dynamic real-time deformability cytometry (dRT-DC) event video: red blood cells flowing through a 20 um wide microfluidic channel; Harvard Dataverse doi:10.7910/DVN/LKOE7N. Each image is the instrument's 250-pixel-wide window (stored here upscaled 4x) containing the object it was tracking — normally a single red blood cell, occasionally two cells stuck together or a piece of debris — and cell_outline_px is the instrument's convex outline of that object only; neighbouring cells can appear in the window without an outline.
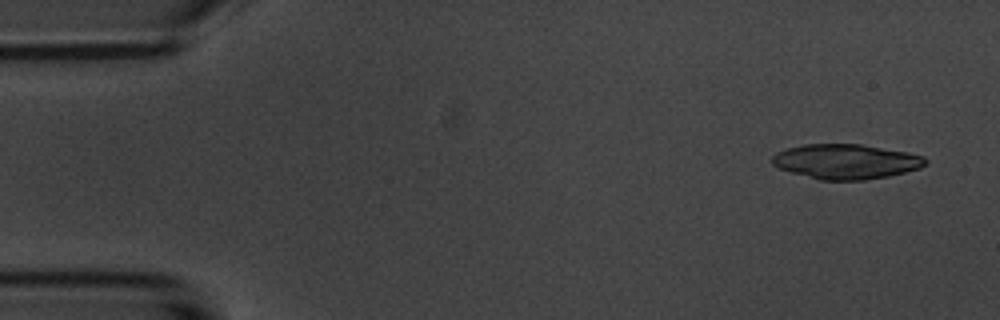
{"species": "common noctule bat (a hibernating species)", "species_latin": "Nyctalus noctula", "temperature_condition": "room temperature", "stored_images_in_passage": 5, "camera_frame_rate_fps": 3000, "um_per_image_px": 0.085, "animal": {"sex": "male", "body_mass_g": 20.1, "forearm_length_mm": 53.5}, "frame": {"image": 1, "passage_image": 1, "time_ms": 0.0, "image_size_px": [1000, 320], "cell_outline_px": [[928, 164], [920, 168], [888, 176], [864, 180], [820, 180], [792, 172], [780, 168], [772, 164], [772, 156], [776, 152], [788, 148], [804, 144], [860, 144], [908, 152], [924, 156], [928, 160]], "centroid_in_image_um": [71.94, 13.73], "position_along_channel_um": 13.1, "area_um2": 31.1}}